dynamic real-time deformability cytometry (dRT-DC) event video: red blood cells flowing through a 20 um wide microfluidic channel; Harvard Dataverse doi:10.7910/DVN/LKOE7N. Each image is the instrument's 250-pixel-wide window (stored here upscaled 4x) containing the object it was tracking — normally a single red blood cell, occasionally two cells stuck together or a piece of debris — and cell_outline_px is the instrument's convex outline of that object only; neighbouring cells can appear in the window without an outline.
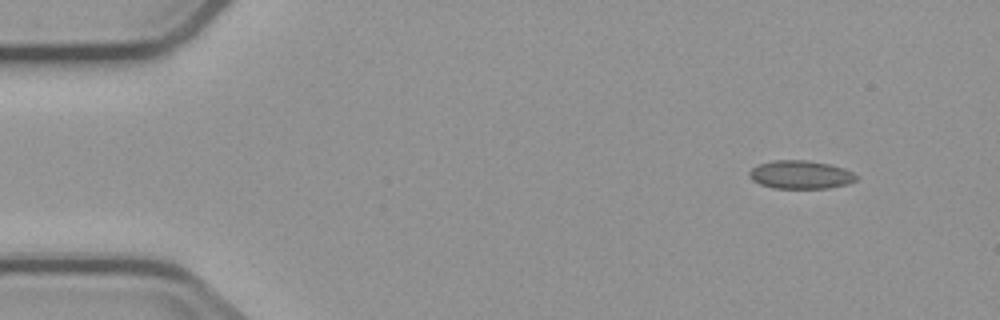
{"species": "common noctule bat (a hibernating species)", "species_latin": "Nyctalus noctula", "temperature_condition": "cold", "stored_images_in_passage": 3, "camera_frame_rate_fps": 3000, "um_per_image_px": 0.085, "animal": {"sex": "male", "body_mass_g": 23.1, "forearm_length_mm": 52.7}, "frame": {"image": 1, "passage_image": 1, "time_ms": 0.0, "image_size_px": [1000, 320], "cell_outline_px": [[860, 176], [856, 180], [848, 184], [828, 188], [772, 188], [760, 184], [752, 180], [748, 176], [748, 172], [752, 168], [760, 164], [772, 160], [808, 160], [828, 164], [844, 168]], "centroid_in_image_um": [68.05, 14.85], "position_along_channel_um": 16.9, "area_um2": 17.74}}